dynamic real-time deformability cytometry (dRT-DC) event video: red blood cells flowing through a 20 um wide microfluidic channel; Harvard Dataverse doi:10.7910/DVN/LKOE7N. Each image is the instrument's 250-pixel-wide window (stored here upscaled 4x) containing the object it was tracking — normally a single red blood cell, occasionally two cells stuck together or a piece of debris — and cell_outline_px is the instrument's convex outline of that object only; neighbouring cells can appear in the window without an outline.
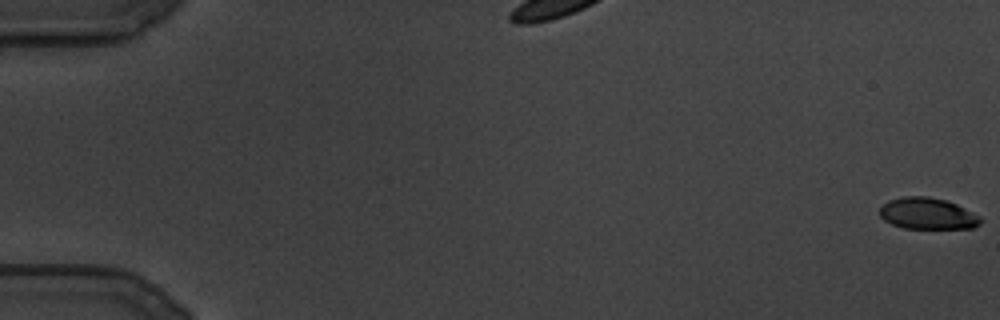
{"species": "common noctule bat (a hibernating species)", "species_latin": "Nyctalus noctula", "temperature_condition": "cold", "stored_images_in_passage": 15, "camera_frame_rate_fps": 3000, "um_per_image_px": 0.085, "animal": {"sex": "male", "body_mass_g": 19.5, "forearm_length_mm": 54.6}, "frame": {"image": 1, "passage_image": 1, "time_ms": 0.0, "image_size_px": [1000, 320], "cell_outline_px": [[984, 220], [980, 224], [972, 228], [904, 228], [892, 224], [884, 220], [880, 216], [880, 208], [888, 200], [904, 196], [928, 196], [944, 200], [956, 204], [980, 216]], "centroid_in_image_um": [78.85, 18.15], "position_along_channel_um": 6.2, "area_um2": 18.44}}